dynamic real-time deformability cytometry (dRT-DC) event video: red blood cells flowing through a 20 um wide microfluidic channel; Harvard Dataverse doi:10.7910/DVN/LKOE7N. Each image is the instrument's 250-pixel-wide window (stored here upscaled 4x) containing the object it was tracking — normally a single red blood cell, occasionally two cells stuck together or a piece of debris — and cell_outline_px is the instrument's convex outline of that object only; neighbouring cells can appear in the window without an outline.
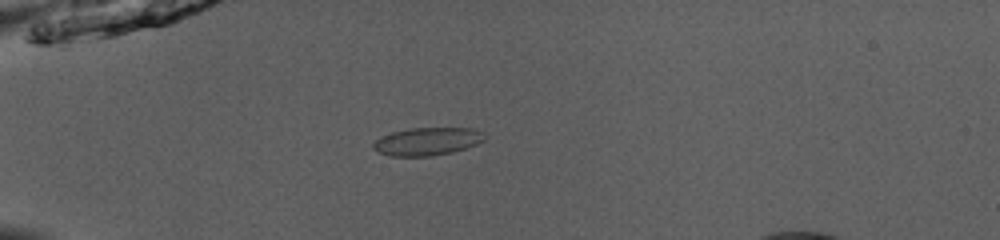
{"species": "common noctule bat (a hibernating species)", "species_latin": "Nyctalus noctula", "temperature_condition": "room temperature", "stored_images_in_passage": 43, "camera_frame_rate_fps": 3000, "um_per_image_px": 0.085, "animal": {"sex": "male", "body_mass_g": 13.0, "forearm_length_mm": 53.1}, "frame": {"image": 1, "passage_image": 6, "time_ms": 1.667, "image_size_px": [1000, 240], "cell_outline_px": [[488, 136], [484, 140], [476, 144], [452, 152], [428, 156], [392, 156], [376, 152], [372, 148], [372, 144], [376, 140], [392, 132], [408, 128], [472, 128], [484, 132]], "centroid_in_image_um": [36.32, 12.01], "position_along_channel_um": 48.7, "area_um2": 18.09}}
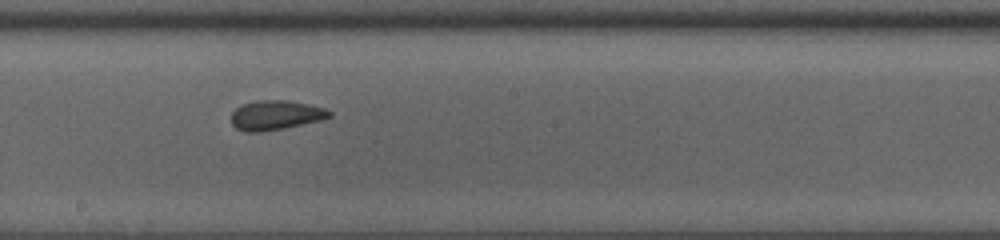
{"frame": {"image": 2, "passage_image": 21, "time_ms": 6.667, "image_size_px": [1000, 240], "cell_outline_px": [[332, 116], [320, 120], [284, 128], [260, 132], [244, 132], [236, 128], [232, 124], [232, 112], [236, 108], [244, 104], [260, 100], [288, 100], [308, 104], [324, 108], [332, 112]], "centroid_in_image_um": [23.43, 9.79], "position_along_channel_um": 224.8, "area_um2": 16.76}}
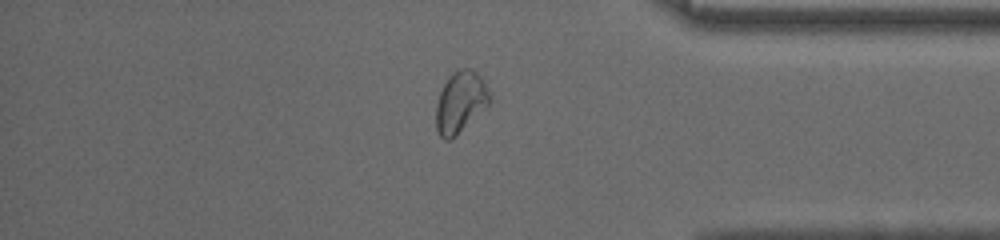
{"frame": {"image": 3, "passage_image": 35, "time_ms": 11.333, "image_size_px": [1000, 240], "cell_outline_px": [[492, 100], [488, 104], [448, 140], [444, 140], [440, 136], [436, 128], [436, 104], [440, 92], [448, 76], [452, 72], [460, 68], [472, 68], [480, 76]], "centroid_in_image_um": [39.1, 8.61], "position_along_channel_um": 396.1, "area_um2": 18.5}}